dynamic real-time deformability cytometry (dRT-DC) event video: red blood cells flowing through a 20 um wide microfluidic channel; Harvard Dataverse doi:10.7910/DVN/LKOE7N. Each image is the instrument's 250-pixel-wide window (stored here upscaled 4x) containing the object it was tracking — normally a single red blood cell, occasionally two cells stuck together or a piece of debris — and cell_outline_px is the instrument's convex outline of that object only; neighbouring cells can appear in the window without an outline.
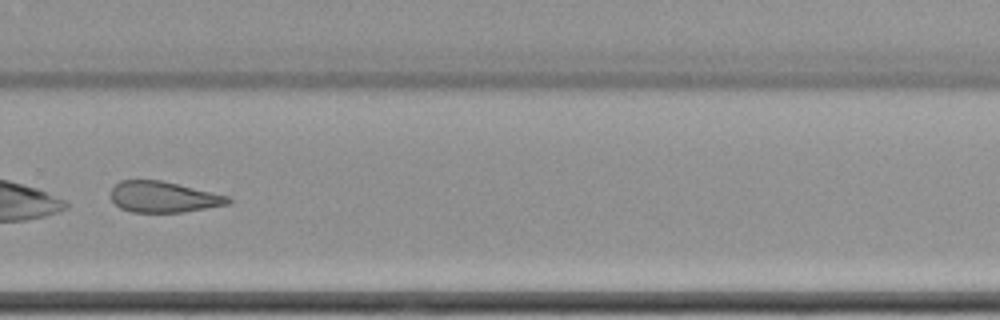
{"species": "common noctule bat (a hibernating species)", "species_latin": "Nyctalus noctula", "temperature_condition": "cold", "stored_images_in_passage": 61, "camera_frame_rate_fps": 3000, "um_per_image_px": 0.085, "animal": {"sex": "female", "body_mass_g": 22.7, "forearm_length_mm": 54.2}, "frame": {"image": 1, "passage_image": 44, "time_ms": 14.333, "image_size_px": [1000, 320], "cell_outline_px": [[232, 200], [228, 204], [180, 212], [132, 212], [120, 208], [112, 200], [112, 188], [120, 180], [160, 180], [212, 192], [228, 196]], "centroid_in_image_um": [13.87, 16.74], "position_along_channel_um": 315.9, "area_um2": 20.81}}